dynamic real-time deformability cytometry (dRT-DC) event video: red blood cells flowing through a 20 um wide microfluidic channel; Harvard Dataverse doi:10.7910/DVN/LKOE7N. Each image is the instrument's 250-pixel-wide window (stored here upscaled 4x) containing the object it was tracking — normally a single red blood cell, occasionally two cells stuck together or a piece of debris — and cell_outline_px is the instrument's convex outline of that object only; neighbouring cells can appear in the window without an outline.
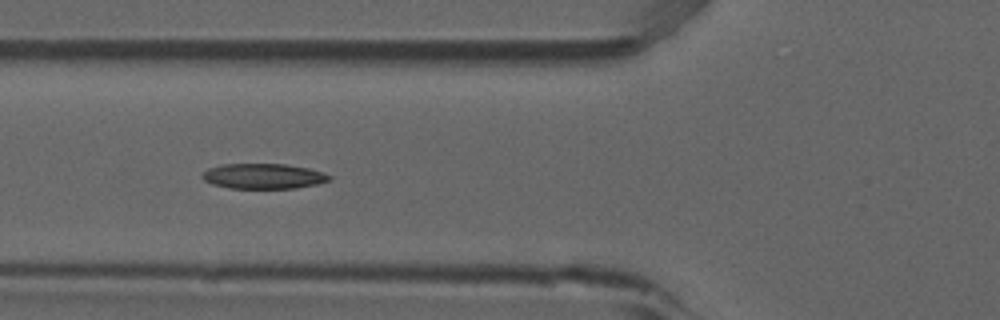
{"species": "common noctule bat (a hibernating species)", "species_latin": "Nyctalus noctula", "temperature_condition": "room temperature", "stored_images_in_passage": 6, "camera_frame_rate_fps": 3000, "um_per_image_px": 0.085, "animal": {"sex": "male", "forearm_length_mm": 52.5}, "frame": {"image": 1, "passage_image": 6, "time_ms": 1.667, "image_size_px": [1000, 320], "cell_outline_px": [[332, 180], [316, 184], [296, 188], [228, 188], [212, 184], [204, 180], [200, 176], [208, 168], [220, 164], [284, 164], [308, 168], [324, 172], [332, 176]], "centroid_in_image_um": [22.39, 14.97], "position_along_channel_um": 103.4, "area_um2": 18.79}}